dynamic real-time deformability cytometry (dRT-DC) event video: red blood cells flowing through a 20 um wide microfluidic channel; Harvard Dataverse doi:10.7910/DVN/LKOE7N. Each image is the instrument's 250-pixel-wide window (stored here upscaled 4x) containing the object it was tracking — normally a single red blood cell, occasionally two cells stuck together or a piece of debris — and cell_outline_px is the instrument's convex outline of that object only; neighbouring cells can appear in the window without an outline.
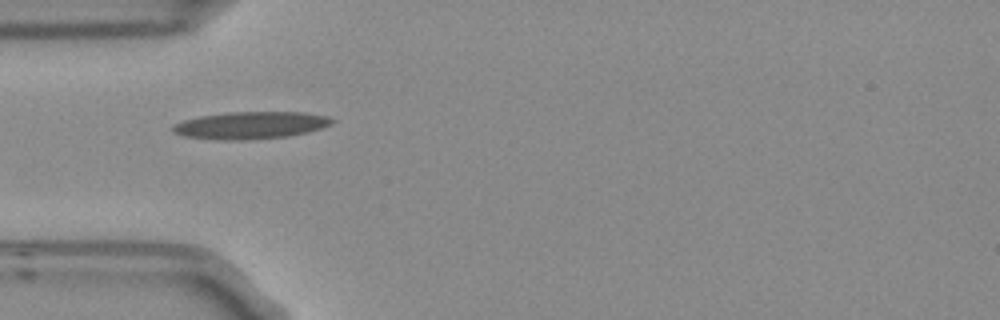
{"species": "Egyptian fruit bat (a non-hibernating species)", "species_latin": "Rousettus aegyptiacus", "temperature_condition": "room temperature", "stored_images_in_passage": 6, "camera_frame_rate_fps": 3000, "um_per_image_px": 0.085, "frame": {"image": 1, "passage_image": 1, "time_ms": 0.0, "image_size_px": [1000, 320], "cell_outline_px": [[336, 120], [332, 124], [308, 132], [288, 136], [232, 140], [224, 140], [184, 136], [172, 132], [172, 124], [184, 120], [200, 116], [228, 112], [304, 112], [328, 116]], "centroid_in_image_um": [21.31, 10.63], "position_along_channel_um": 63.7, "area_um2": 25.14}}
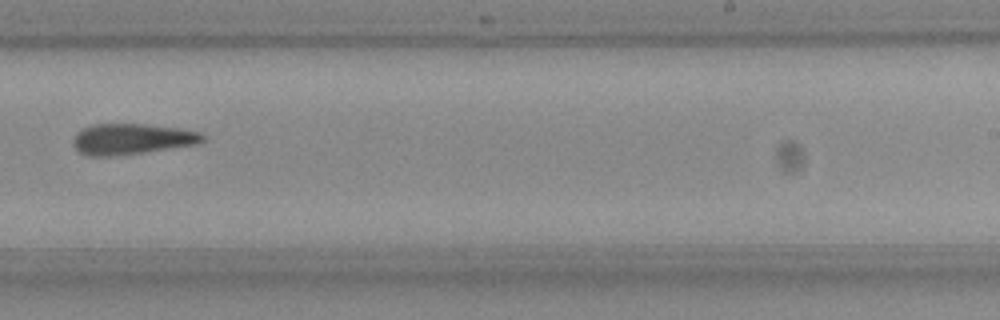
{"frame": {"image": 2, "passage_image": 6, "time_ms": 1.667, "image_size_px": [1000, 320], "cell_outline_px": [[204, 140], [200, 144], [140, 152], [108, 156], [88, 156], [80, 152], [72, 144], [72, 136], [80, 128], [92, 124], [144, 124], [180, 128], [200, 132], [204, 136]], "centroid_in_image_um": [11.16, 11.8], "position_along_channel_um": 277.8, "area_um2": 23.29}}